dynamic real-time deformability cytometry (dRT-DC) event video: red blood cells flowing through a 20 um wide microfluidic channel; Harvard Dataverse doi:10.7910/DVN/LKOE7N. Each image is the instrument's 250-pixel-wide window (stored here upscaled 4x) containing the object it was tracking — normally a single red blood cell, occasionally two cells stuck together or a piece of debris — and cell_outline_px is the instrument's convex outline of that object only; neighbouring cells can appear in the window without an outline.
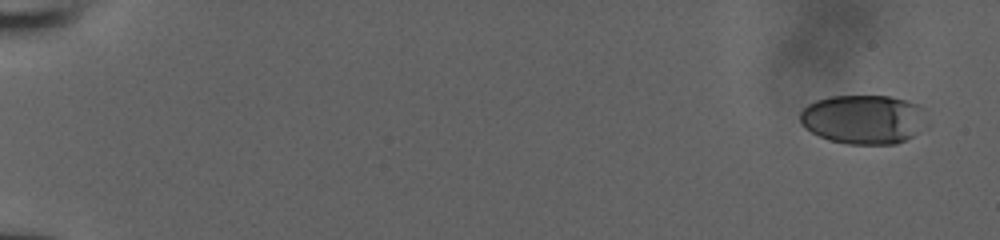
{"species": "human", "species_latin": "Homo sapiens", "temperature_condition": "room temperature", "stored_images_in_passage": 52, "camera_frame_rate_fps": 3000, "um_per_image_px": 0.085, "donor": {"sex": "male"}, "frame": {"image": 1, "passage_image": 1, "time_ms": 0.0, "image_size_px": [1000, 240], "cell_outline_px": [[924, 108], [912, 136], [896, 144], [848, 144], [828, 140], [804, 128], [800, 124], [800, 112], [808, 104], [816, 100], [828, 96], [888, 96], [920, 104]], "centroid_in_image_um": [73.26, 10.13], "position_along_channel_um": 11.7, "area_um2": 35.66}}
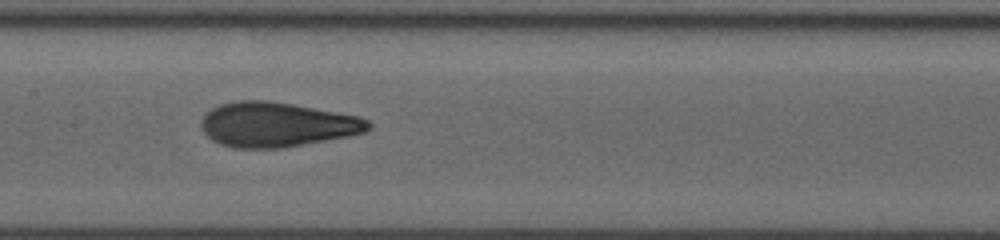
{"frame": {"image": 2, "passage_image": 28, "time_ms": 9.0, "image_size_px": [1000, 240], "cell_outline_px": [[372, 128], [364, 132], [348, 136], [284, 148], [232, 148], [220, 144], [212, 140], [200, 128], [200, 120], [212, 108], [220, 104], [236, 100], [268, 100], [292, 104], [360, 116], [368, 120], [372, 124]], "centroid_in_image_um": [23.52, 10.59], "position_along_channel_um": 183.9, "area_um2": 43.75}}
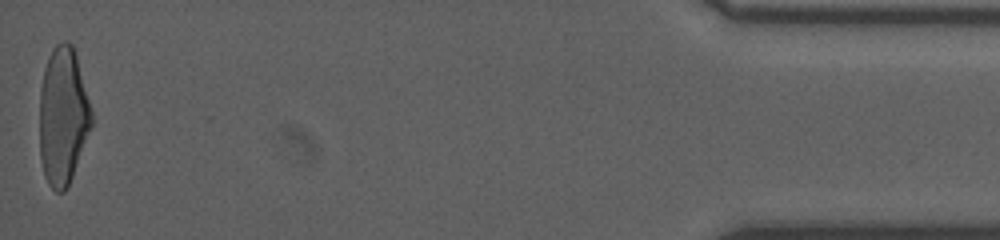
{"frame": {"image": 3, "passage_image": 52, "time_ms": 17.0, "image_size_px": [1000, 240], "cell_outline_px": [[92, 128], [68, 188], [64, 192], [56, 192], [48, 184], [44, 176], [40, 156], [40, 88], [44, 68], [52, 48], [56, 44], [64, 40], [68, 40], [72, 44], [76, 52], [92, 112]], "centroid_in_image_um": [5.36, 9.88], "position_along_channel_um": 429.8, "area_um2": 42.25}}